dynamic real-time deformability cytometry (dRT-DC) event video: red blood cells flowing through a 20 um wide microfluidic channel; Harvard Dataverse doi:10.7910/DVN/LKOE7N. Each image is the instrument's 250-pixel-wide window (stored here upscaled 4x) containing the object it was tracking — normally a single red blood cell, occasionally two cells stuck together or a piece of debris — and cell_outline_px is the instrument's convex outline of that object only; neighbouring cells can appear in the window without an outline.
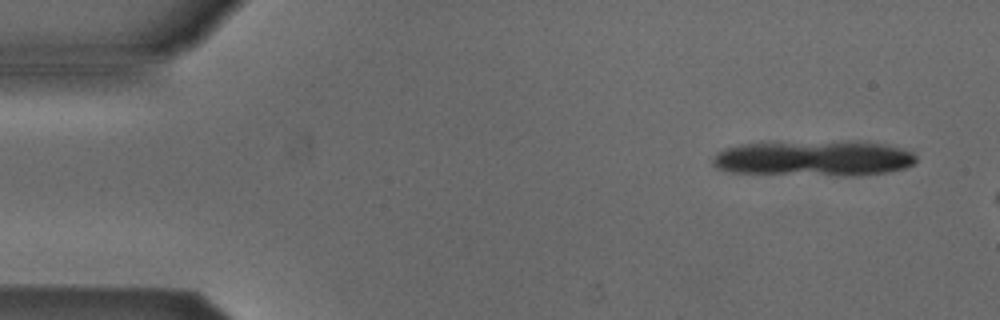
{"species": "Egyptian fruit bat (a non-hibernating species)", "species_latin": "Rousettus aegyptiacus", "temperature_condition": "cold", "stored_images_in_passage": 3, "camera_frame_rate_fps": 3000, "um_per_image_px": 0.085, "animal": {"sex": "male"}, "frame": {"image": 1, "passage_image": 1, "time_ms": 0.0, "image_size_px": [1000, 320], "cell_outline_px": [[916, 160], [912, 164], [904, 168], [888, 172], [860, 176], [836, 176], [732, 172], [716, 168], [712, 164], [712, 160], [716, 152], [724, 148], [740, 144], [776, 140], [884, 144], [912, 148], [916, 156]], "centroid_in_image_um": [69.16, 13.45], "position_along_channel_um": 15.8, "area_um2": 43.12}}